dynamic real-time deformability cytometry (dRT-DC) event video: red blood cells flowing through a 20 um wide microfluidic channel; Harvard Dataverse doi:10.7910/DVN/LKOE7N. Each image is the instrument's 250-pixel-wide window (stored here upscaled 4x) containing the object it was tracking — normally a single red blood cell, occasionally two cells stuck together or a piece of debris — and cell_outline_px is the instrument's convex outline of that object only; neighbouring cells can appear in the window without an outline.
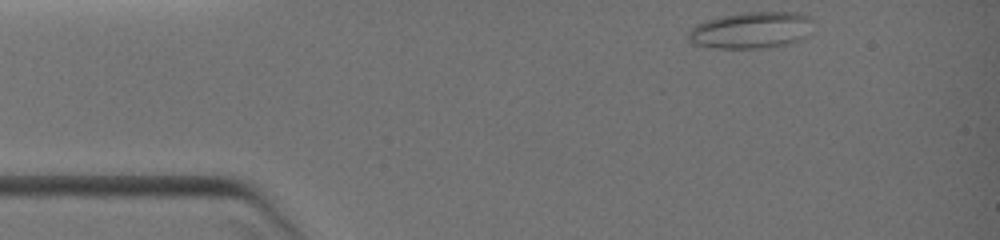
{"species": "common noctule bat (a hibernating species)", "species_latin": "Nyctalus noctula", "temperature_condition": "warm", "stored_images_in_passage": 53, "camera_frame_rate_fps": 3000, "um_per_image_px": 0.085, "animal": {"sex": "female", "body_mass_g": 19.0, "forearm_length_mm": 51.5}, "frame": {"image": 1, "passage_image": 1, "time_ms": 0.0, "image_size_px": [1000, 240], "cell_outline_px": [[812, 20], [804, 36], [800, 40], [788, 44], [768, 48], [712, 48], [692, 44], [688, 40], [688, 32], [696, 24], [720, 16], [744, 12], [796, 12], [808, 16]], "centroid_in_image_um": [63.79, 2.57], "position_along_channel_um": 21.2, "area_um2": 26.53}}
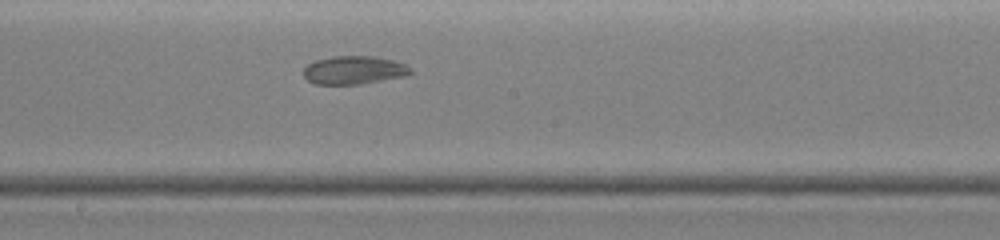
{"frame": {"image": 2, "passage_image": 34, "time_ms": 5.667, "image_size_px": [1000, 240], "cell_outline_px": [[412, 72], [404, 76], [360, 84], [316, 84], [308, 80], [300, 72], [308, 64], [316, 60], [332, 56], [372, 56], [392, 60], [404, 64], [412, 68]], "centroid_in_image_um": [30.05, 5.96], "position_along_channel_um": 218.2, "area_um2": 17.57}}
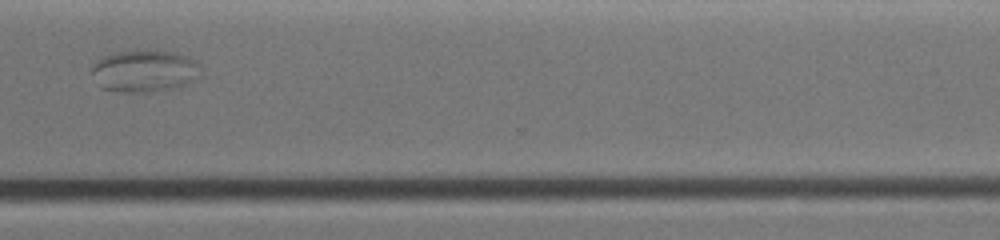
{"frame": {"image": 3, "passage_image": 52, "time_ms": 8.667, "image_size_px": [1000, 240], "cell_outline_px": [[204, 76], [180, 88], [148, 92], [116, 92], [100, 88], [96, 84], [92, 72], [92, 64], [96, 60], [104, 56], [116, 52], [176, 52], [188, 56], [196, 60], [200, 64], [204, 72]], "centroid_in_image_um": [12.36, 6.08], "position_along_channel_um": 358.2, "area_um2": 27.28}}